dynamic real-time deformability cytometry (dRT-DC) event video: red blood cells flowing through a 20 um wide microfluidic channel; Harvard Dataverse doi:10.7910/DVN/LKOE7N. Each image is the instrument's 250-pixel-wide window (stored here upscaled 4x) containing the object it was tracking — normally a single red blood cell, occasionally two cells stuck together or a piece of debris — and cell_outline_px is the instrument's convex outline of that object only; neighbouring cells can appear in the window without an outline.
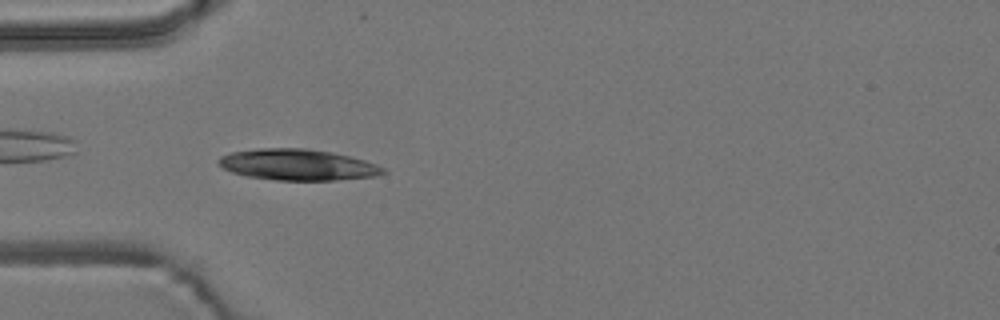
{"species": "common noctule bat (a hibernating species)", "species_latin": "Nyctalus noctula", "temperature_condition": "room temperature", "stored_images_in_passage": 35, "camera_frame_rate_fps": 3000, "um_per_image_px": 0.085, "animal": {"sex": "male", "body_mass_g": 19.2, "forearm_length_mm": 51.8}, "frame": {"image": 1, "passage_image": 1, "time_ms": 0.0, "image_size_px": [1000, 320], "cell_outline_px": [[388, 172], [372, 176], [336, 180], [276, 180], [244, 176], [232, 172], [216, 164], [216, 160], [220, 156], [232, 152], [256, 148], [304, 148], [332, 152], [364, 160], [376, 164], [384, 168]], "centroid_in_image_um": [25.24, 14.0], "position_along_channel_um": 59.8, "area_um2": 29.88}}
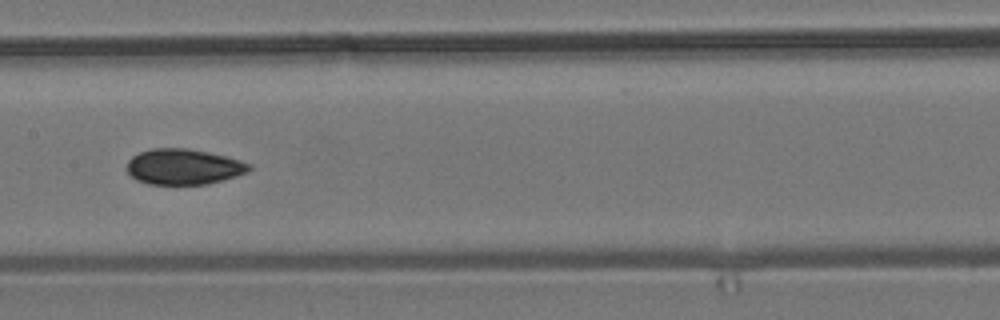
{"frame": {"image": 2, "passage_image": 12, "time_ms": 3.667, "image_size_px": [1000, 320], "cell_outline_px": [[252, 168], [248, 172], [236, 176], [208, 184], [148, 184], [136, 180], [128, 172], [128, 160], [132, 156], [140, 152], [152, 148], [188, 148], [208, 152], [240, 160], [252, 164]], "centroid_in_image_um": [15.62, 14.17], "position_along_channel_um": 191.8, "area_um2": 25.37}}
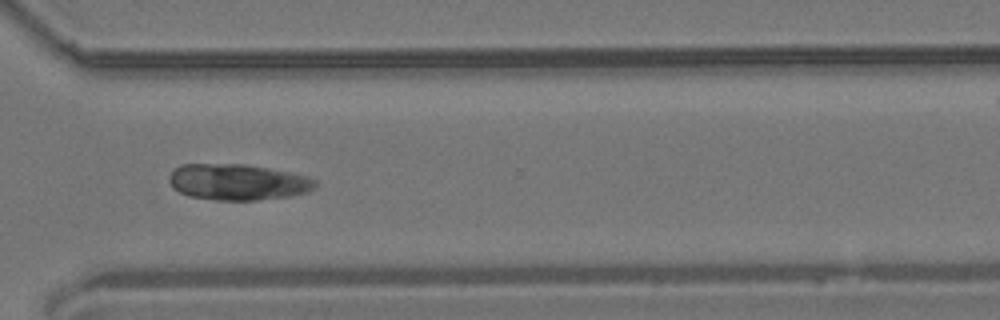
{"frame": {"image": 3, "passage_image": 25, "time_ms": 8.0, "image_size_px": [1000, 320], "cell_outline_px": [[316, 188], [308, 192], [288, 196], [256, 200], [216, 200], [188, 196], [172, 188], [168, 180], [168, 176], [180, 164], [244, 164], [268, 168], [308, 176], [316, 180]], "centroid_in_image_um": [20.19, 15.47], "position_along_channel_um": 350.4, "area_um2": 30.81}, "authors_computed_cell_mechanics": {"area_um2": 28.4376, "velocity_mm_per_s": 3.6648, "shape_relaxation_time_tau1_ms": 3.6385, "shape_relaxation_time_tau2_ms": 1.3916, "deformation_change_tau1": 0.2325, "deformation_change_tau2": 0.0427}}